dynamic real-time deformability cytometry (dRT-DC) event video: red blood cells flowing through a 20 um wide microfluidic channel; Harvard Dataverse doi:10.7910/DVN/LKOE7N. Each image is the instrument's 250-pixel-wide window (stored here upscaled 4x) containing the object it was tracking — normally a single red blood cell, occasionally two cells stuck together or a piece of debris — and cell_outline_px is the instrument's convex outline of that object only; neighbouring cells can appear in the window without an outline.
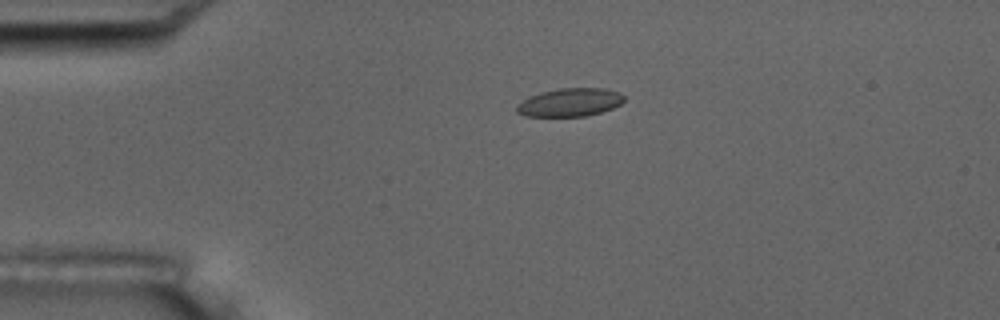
{"species": "common noctule bat (a hibernating species)", "species_latin": "Nyctalus noctula", "temperature_condition": "room temperature", "stored_images_in_passage": 2, "camera_frame_rate_fps": 3000, "um_per_image_px": 0.085, "animal": {"sex": "male", "body_mass_g": 17.5, "forearm_length_mm": 52.3}, "frame": {"image": 1, "passage_image": 1, "time_ms": 0.0, "image_size_px": [1000, 320], "cell_outline_px": [[624, 100], [620, 104], [612, 108], [600, 112], [584, 116], [524, 116], [516, 112], [516, 104], [528, 96], [540, 92], [560, 88], [604, 88], [620, 92], [624, 96]], "centroid_in_image_um": [48.4, 8.69], "position_along_channel_um": 36.6, "area_um2": 17.74}}